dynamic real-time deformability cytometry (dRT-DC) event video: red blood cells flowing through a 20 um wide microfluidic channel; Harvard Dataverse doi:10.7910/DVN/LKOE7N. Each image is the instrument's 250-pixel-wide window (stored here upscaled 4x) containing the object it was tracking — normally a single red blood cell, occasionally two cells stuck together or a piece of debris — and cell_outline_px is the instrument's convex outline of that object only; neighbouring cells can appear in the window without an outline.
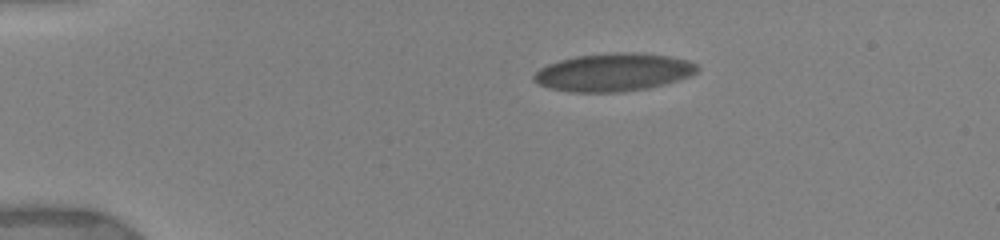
{"species": "human", "species_latin": "Homo sapiens", "temperature_condition": "warm", "stored_images_in_passage": 7, "camera_frame_rate_fps": 3000, "um_per_image_px": 0.085, "donor": {"sex": "female"}, "frame": {"image": 1, "passage_image": 1, "time_ms": 0.0, "image_size_px": [1000, 240], "cell_outline_px": [[700, 68], [696, 72], [688, 76], [664, 84], [648, 88], [616, 92], [572, 92], [548, 88], [532, 80], [532, 76], [540, 68], [548, 64], [560, 60], [576, 56], [616, 52], [636, 52], [668, 56], [688, 60], [696, 64]], "centroid_in_image_um": [52.12, 6.14], "position_along_channel_um": 32.9, "area_um2": 35.95}}